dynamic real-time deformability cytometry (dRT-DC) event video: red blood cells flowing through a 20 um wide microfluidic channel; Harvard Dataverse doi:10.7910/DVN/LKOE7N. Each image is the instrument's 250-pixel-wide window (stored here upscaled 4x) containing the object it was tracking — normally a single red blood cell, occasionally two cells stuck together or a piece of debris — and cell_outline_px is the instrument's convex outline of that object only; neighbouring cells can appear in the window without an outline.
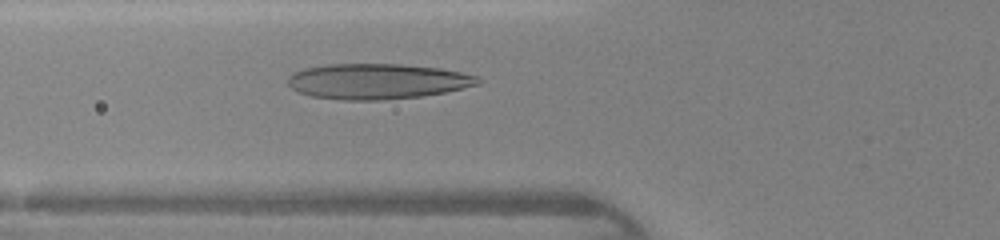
{"species": "human", "species_latin": "Homo sapiens", "temperature_condition": "warm", "stored_images_in_passage": 45, "camera_frame_rate_fps": 3000, "um_per_image_px": 0.085, "donor": {"sex": "female"}, "frame": {"image": 1, "passage_image": 17, "time_ms": 5.333, "image_size_px": [1000, 240], "cell_outline_px": [[484, 80], [480, 84], [444, 92], [420, 96], [384, 100], [344, 100], [312, 96], [300, 92], [292, 88], [288, 84], [288, 76], [304, 68], [328, 64], [404, 64], [440, 68], [480, 76]], "centroid_in_image_um": [32.12, 6.91], "position_along_channel_um": 93.7, "area_um2": 39.3}}
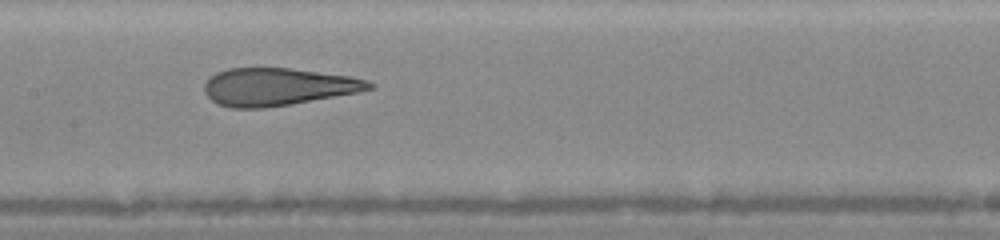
{"frame": {"image": 2, "passage_image": 23, "time_ms": 7.333, "image_size_px": [1000, 240], "cell_outline_px": [[376, 88], [356, 92], [288, 104], [264, 108], [232, 108], [216, 104], [204, 92], [204, 84], [216, 72], [228, 68], [292, 68], [348, 76], [368, 80], [376, 84]], "centroid_in_image_um": [23.59, 7.37], "position_along_channel_um": 183.8, "area_um2": 35.84}}
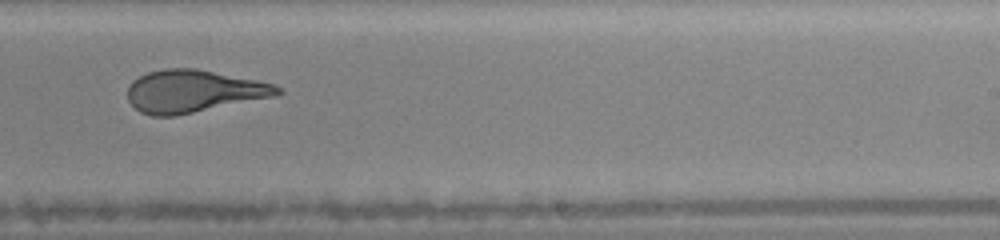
{"frame": {"image": 3, "passage_image": 29, "time_ms": 9.333, "image_size_px": [1000, 240], "cell_outline_px": [[284, 92], [276, 96], [176, 116], [152, 116], [140, 112], [128, 100], [128, 88], [132, 80], [148, 72], [164, 68], [196, 68], [256, 80], [272, 84], [280, 88]], "centroid_in_image_um": [16.43, 7.76], "position_along_channel_um": 272.6, "area_um2": 37.05}}